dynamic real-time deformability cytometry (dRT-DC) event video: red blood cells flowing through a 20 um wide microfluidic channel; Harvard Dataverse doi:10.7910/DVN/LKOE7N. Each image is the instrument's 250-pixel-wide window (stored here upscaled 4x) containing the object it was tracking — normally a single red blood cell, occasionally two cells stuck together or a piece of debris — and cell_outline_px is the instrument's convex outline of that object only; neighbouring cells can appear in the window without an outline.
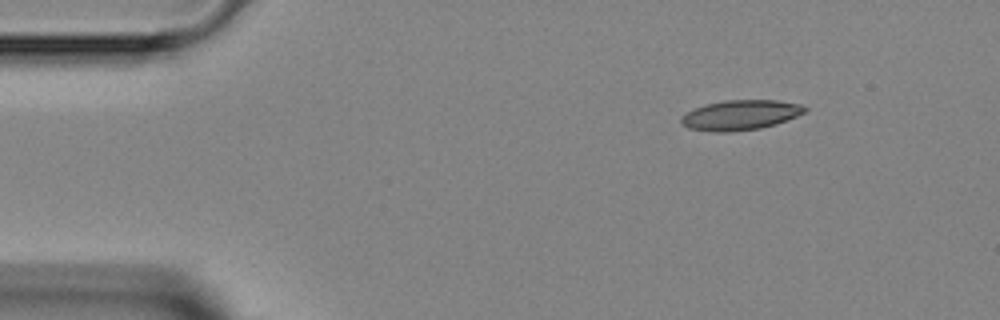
{"species": "Egyptian fruit bat (a non-hibernating species)", "species_latin": "Rousettus aegyptiacus", "temperature_condition": "room temperature", "stored_images_in_passage": 42, "camera_frame_rate_fps": 3000, "um_per_image_px": 0.085, "animal": {"sex": "female"}, "frame": {"image": 1, "passage_image": 1, "time_ms": 0.0, "image_size_px": [1000, 320], "cell_outline_px": [[808, 108], [804, 112], [796, 116], [776, 124], [760, 128], [728, 132], [716, 132], [688, 128], [680, 120], [680, 116], [704, 104], [724, 100], [776, 100], [800, 104]], "centroid_in_image_um": [62.93, 9.77], "position_along_channel_um": 22.1, "area_um2": 21.44}}
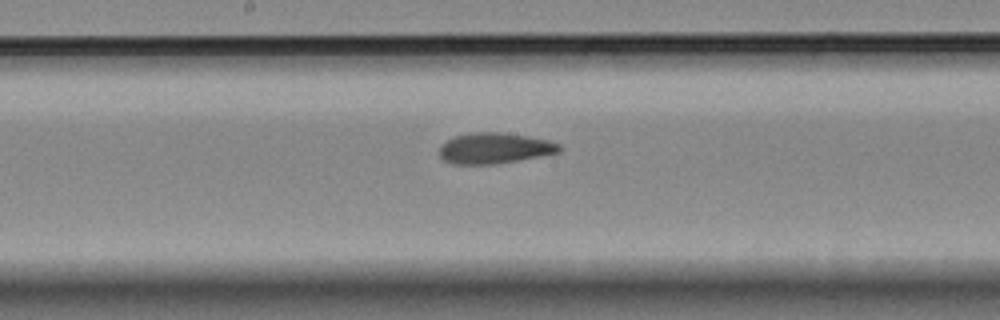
{"frame": {"image": 2, "passage_image": 19, "time_ms": 6.0, "image_size_px": [1000, 320], "cell_outline_px": [[564, 148], [560, 152], [540, 156], [496, 164], [452, 164], [444, 160], [440, 156], [440, 144], [456, 136], [472, 132], [500, 132], [528, 136], [548, 140], [560, 144]], "centroid_in_image_um": [42.06, 12.6], "position_along_channel_um": 206.1, "area_um2": 21.56}}
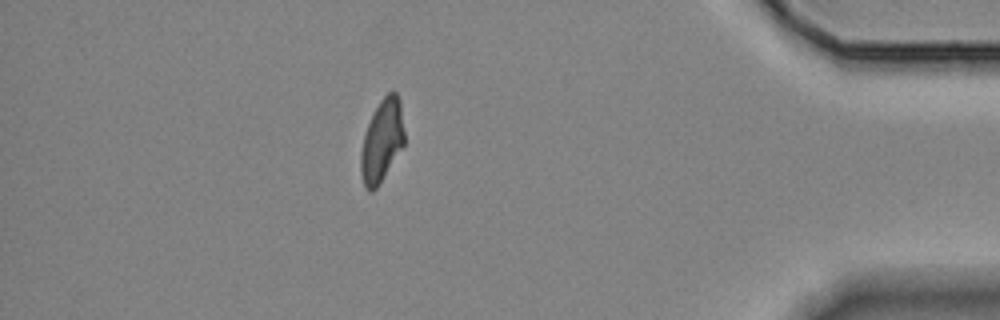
{"frame": {"image": 3, "passage_image": 36, "time_ms": 11.667, "image_size_px": [1000, 320], "cell_outline_px": [[404, 144], [376, 188], [372, 192], [368, 192], [364, 188], [360, 172], [360, 152], [364, 136], [368, 124], [380, 100], [392, 88], [396, 92], [400, 100], [404, 132]], "centroid_in_image_um": [32.45, 11.96], "position_along_channel_um": 402.8, "area_um2": 20.81}}